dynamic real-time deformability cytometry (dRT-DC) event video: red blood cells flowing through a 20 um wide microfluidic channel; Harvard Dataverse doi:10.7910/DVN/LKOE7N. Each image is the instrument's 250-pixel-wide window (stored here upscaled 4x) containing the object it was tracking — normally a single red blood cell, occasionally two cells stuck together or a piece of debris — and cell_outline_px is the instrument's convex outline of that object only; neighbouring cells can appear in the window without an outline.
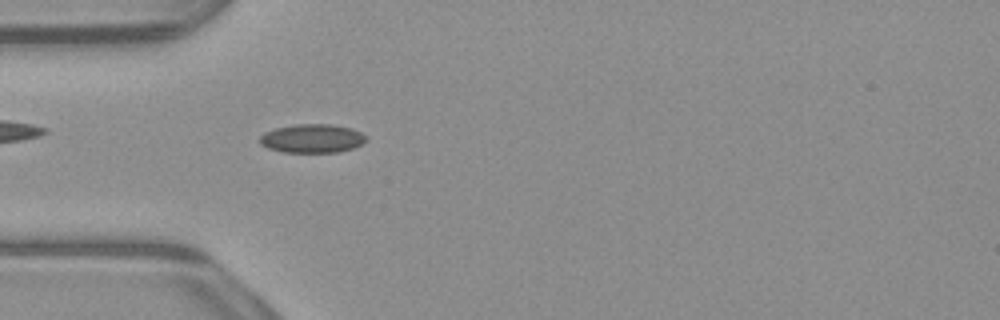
{"species": "common noctule bat (a hibernating species)", "species_latin": "Nyctalus noctula", "temperature_condition": "warm", "stored_images_in_passage": 52, "camera_frame_rate_fps": 3000, "um_per_image_px": 0.085, "animal": {"sex": "male", "body_mass_g": 23.1, "forearm_length_mm": 52.7}, "frame": {"image": 1, "passage_image": 15, "time_ms": 4.667, "image_size_px": [1000, 320], "cell_outline_px": [[368, 140], [352, 148], [336, 152], [284, 152], [268, 148], [260, 144], [260, 136], [264, 132], [276, 128], [296, 124], [332, 124], [352, 128], [368, 136]], "centroid_in_image_um": [26.55, 11.76], "position_along_channel_um": 58.5, "area_um2": 17.8}}
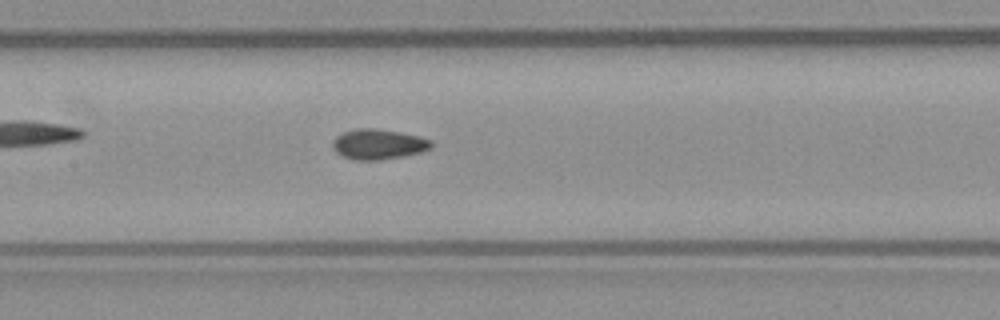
{"frame": {"image": 2, "passage_image": 24, "time_ms": 7.667, "image_size_px": [1000, 320], "cell_outline_px": [[432, 148], [420, 152], [404, 156], [380, 160], [352, 160], [336, 152], [332, 148], [332, 140], [336, 136], [352, 128], [372, 128], [400, 132], [420, 136], [432, 140]], "centroid_in_image_um": [32.15, 12.25], "position_along_channel_um": 175.3, "area_um2": 17.57}}
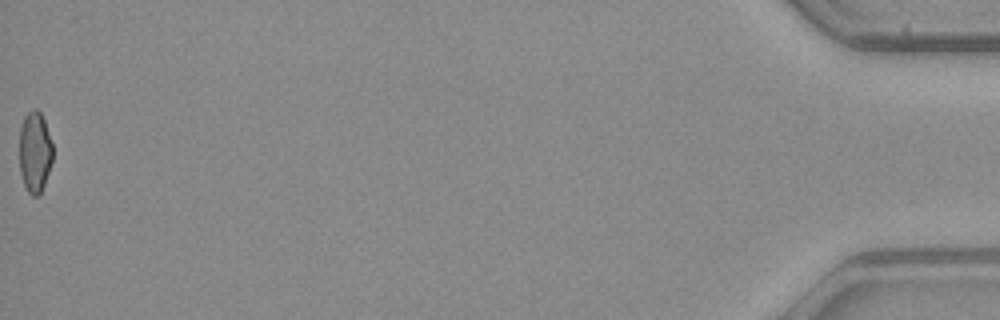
{"frame": {"image": 3, "passage_image": 52, "time_ms": 17.0, "image_size_px": [1000, 320], "cell_outline_px": [[52, 160], [44, 184], [40, 192], [36, 196], [32, 196], [28, 192], [24, 184], [20, 172], [20, 128], [24, 116], [32, 108], [36, 108], [40, 112], [44, 120], [52, 144]], "centroid_in_image_um": [2.95, 12.89], "position_along_channel_um": 432.3, "area_um2": 15.55}, "authors_computed_cell_mechanics": {"area_um2": 16.9354, "velocity_mm_per_s": 3.9397, "shape_relaxation_time_tau1_ms": null, "shape_relaxation_time_tau2_ms": 1.553, "deformation_change_tau1": null, "deformation_change_tau2": 0.0398}}